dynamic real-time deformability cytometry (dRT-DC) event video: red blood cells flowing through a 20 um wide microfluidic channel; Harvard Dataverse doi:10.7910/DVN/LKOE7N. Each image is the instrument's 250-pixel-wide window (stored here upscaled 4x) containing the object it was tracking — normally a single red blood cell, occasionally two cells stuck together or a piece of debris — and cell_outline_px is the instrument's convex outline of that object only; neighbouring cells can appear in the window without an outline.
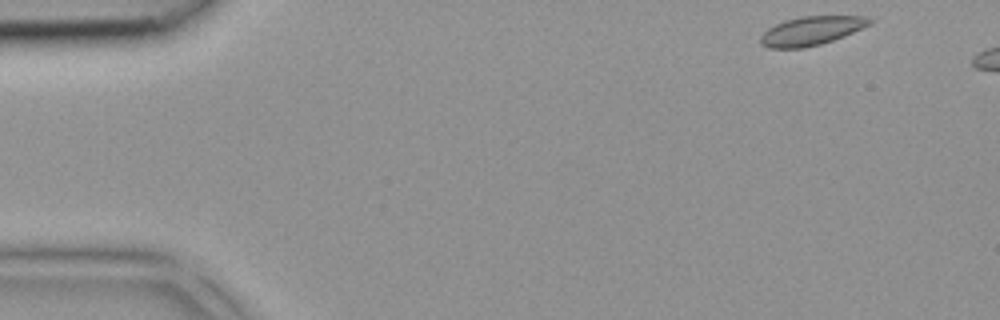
{"species": "common noctule bat (a hibernating species)", "species_latin": "Nyctalus noctula", "temperature_condition": "room temperature", "stored_images_in_passage": 5, "camera_frame_rate_fps": 3000, "um_per_image_px": 0.085, "animal": {"sex": "female", "body_mass_g": 18.4}, "frame": {"image": 1, "passage_image": 1, "time_ms": 0.0, "image_size_px": [1000, 320], "cell_outline_px": [[872, 24], [844, 36], [820, 44], [804, 48], [768, 48], [760, 44], [760, 36], [768, 28], [784, 20], [804, 16], [864, 16], [872, 20]], "centroid_in_image_um": [68.94, 2.62], "position_along_channel_um": 16.1, "area_um2": 18.26}}